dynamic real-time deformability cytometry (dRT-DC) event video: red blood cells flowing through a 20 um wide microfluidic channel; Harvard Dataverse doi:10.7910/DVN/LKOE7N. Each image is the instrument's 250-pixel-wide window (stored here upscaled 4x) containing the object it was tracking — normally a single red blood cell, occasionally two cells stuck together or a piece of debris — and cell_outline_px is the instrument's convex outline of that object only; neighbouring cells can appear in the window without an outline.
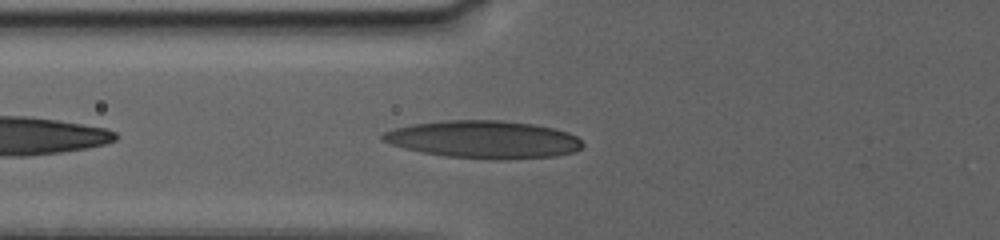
{"species": "human", "species_latin": "Homo sapiens", "temperature_condition": "warm", "stored_images_in_passage": 8, "camera_frame_rate_fps": 3000, "um_per_image_px": 0.085, "donor": {"sex": "female"}, "frame": {"image": 1, "passage_image": 7, "time_ms": 1.333, "image_size_px": [1000, 240], "cell_outline_px": [[584, 144], [580, 148], [572, 152], [556, 156], [496, 160], [492, 160], [444, 156], [404, 148], [380, 140], [380, 136], [384, 132], [396, 128], [412, 124], [444, 120], [500, 120], [532, 124], [552, 128], [568, 132], [576, 136]], "centroid_in_image_um": [41.1, 11.86], "position_along_channel_um": 84.7, "area_um2": 43.75}}